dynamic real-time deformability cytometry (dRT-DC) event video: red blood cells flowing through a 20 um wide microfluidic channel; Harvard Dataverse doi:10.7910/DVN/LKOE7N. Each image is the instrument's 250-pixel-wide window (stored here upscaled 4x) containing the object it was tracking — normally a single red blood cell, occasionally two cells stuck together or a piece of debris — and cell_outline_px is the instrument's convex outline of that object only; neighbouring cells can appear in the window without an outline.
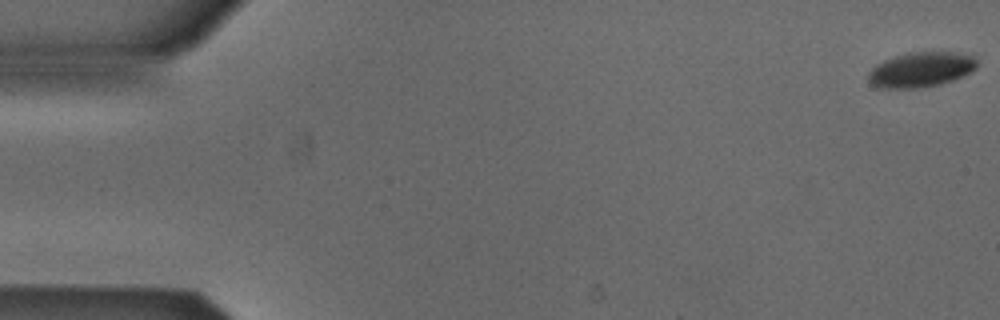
{"species": "Egyptian fruit bat (a non-hibernating species)", "species_latin": "Rousettus aegyptiacus", "temperature_condition": "cold", "stored_images_in_passage": 12, "camera_frame_rate_fps": 3000, "um_per_image_px": 0.085, "animal": {"sex": "male"}, "frame": {"image": 1, "passage_image": 1, "time_ms": 0.0, "image_size_px": [1000, 320], "cell_outline_px": [[976, 68], [952, 80], [940, 84], [920, 88], [880, 88], [872, 84], [868, 80], [868, 72], [876, 64], [884, 60], [908, 52], [956, 52], [972, 56], [976, 60]], "centroid_in_image_um": [78.23, 5.91], "position_along_channel_um": 6.8, "area_um2": 21.96}}